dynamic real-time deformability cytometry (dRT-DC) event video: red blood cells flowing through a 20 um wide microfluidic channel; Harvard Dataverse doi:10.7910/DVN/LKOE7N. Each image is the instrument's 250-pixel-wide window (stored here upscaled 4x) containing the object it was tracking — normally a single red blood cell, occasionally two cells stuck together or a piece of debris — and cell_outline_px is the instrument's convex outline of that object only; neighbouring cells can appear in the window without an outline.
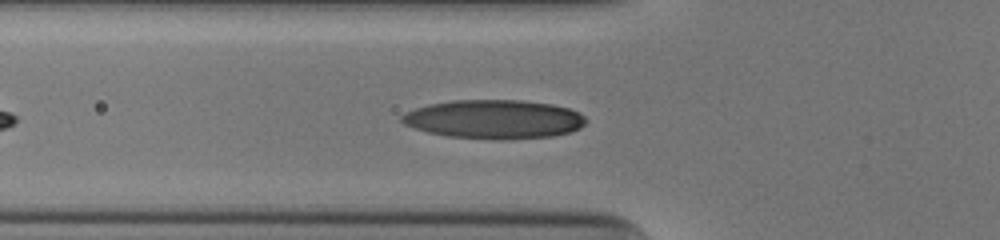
{"species": "human", "species_latin": "Homo sapiens", "temperature_condition": "cold", "stored_images_in_passage": 40, "camera_frame_rate_fps": 3000, "um_per_image_px": 0.085, "donor": {"sex": "male"}, "frame": {"image": 1, "passage_image": 7, "time_ms": 2.0, "image_size_px": [1000, 240], "cell_outline_px": [[588, 120], [580, 128], [572, 132], [552, 136], [504, 140], [500, 140], [448, 136], [428, 132], [404, 124], [400, 120], [400, 116], [404, 112], [428, 104], [456, 100], [520, 100], [552, 104], [568, 108], [580, 112]], "centroid_in_image_um": [42.02, 10.14], "position_along_channel_um": 83.8, "area_um2": 41.91}}
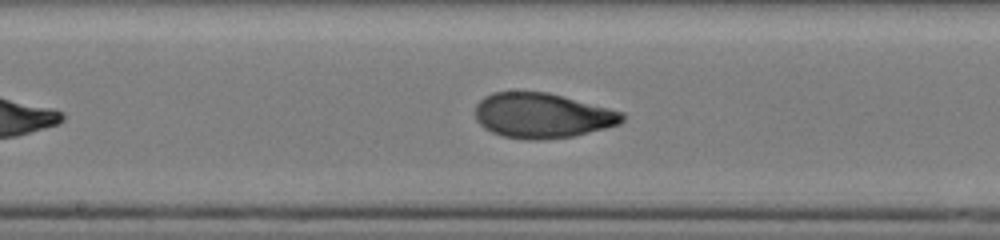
{"frame": {"image": 2, "passage_image": 16, "time_ms": 5.0, "image_size_px": [1000, 240], "cell_outline_px": [[624, 120], [620, 124], [608, 128], [572, 136], [540, 140], [528, 140], [504, 136], [492, 132], [484, 128], [476, 120], [476, 104], [484, 96], [492, 92], [548, 92], [624, 112]], "centroid_in_image_um": [46.1, 9.82], "position_along_channel_um": 202.1, "area_um2": 38.61}}
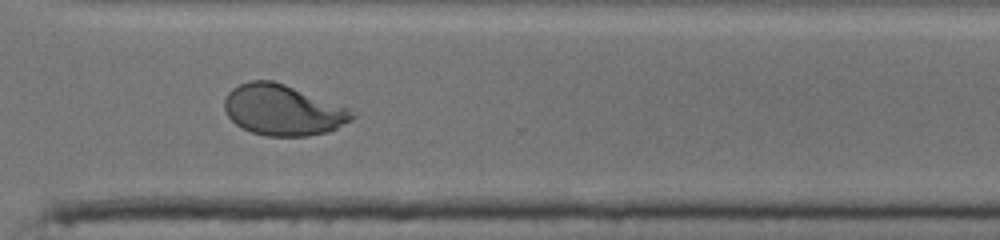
{"frame": {"image": 3, "passage_image": 27, "time_ms": 8.667, "image_size_px": [1000, 240], "cell_outline_px": [[356, 116], [352, 120], [328, 132], [308, 136], [264, 136], [252, 132], [236, 124], [228, 116], [224, 108], [224, 100], [228, 92], [232, 88], [248, 80], [272, 80], [284, 84], [348, 108]], "centroid_in_image_um": [24.02, 9.36], "position_along_channel_um": 346.6, "area_um2": 37.51}, "authors_computed_cell_mechanics": {"area_um2": 38.5815, "velocity_mm_per_s": 3.9406, "shape_relaxation_time_tau1_ms": 4.2865, "shape_relaxation_time_tau2_ms": 1.0576, "deformation_change_tau1": 0.2079, "deformation_change_tau2": 0.0612}}